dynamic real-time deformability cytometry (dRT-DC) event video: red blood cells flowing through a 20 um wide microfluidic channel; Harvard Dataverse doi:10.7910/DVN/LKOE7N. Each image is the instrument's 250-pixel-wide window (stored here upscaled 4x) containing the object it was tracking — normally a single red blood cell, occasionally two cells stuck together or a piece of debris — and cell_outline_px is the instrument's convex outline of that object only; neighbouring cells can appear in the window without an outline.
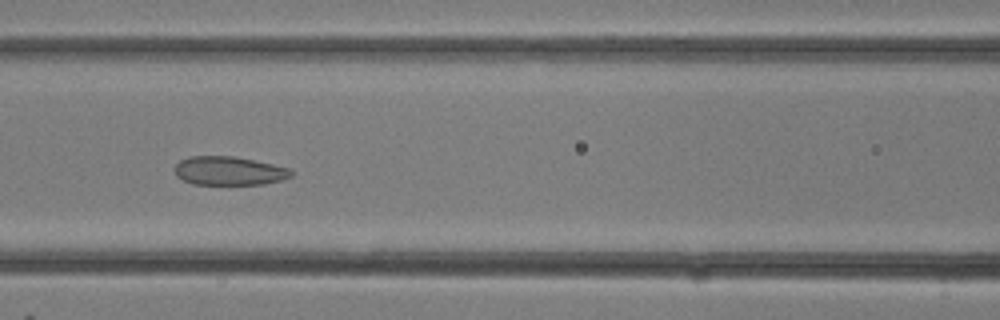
{"species": "common noctule bat (a hibernating species)", "species_latin": "Nyctalus noctula", "temperature_condition": "room temperature", "stored_images_in_passage": 31, "camera_frame_rate_fps": 3000, "um_per_image_px": 0.085, "animal": {"sex": "female"}, "frame": {"image": 1, "passage_image": 13, "time_ms": 4.0, "image_size_px": [1000, 320], "cell_outline_px": [[296, 172], [292, 176], [280, 180], [264, 184], [192, 184], [176, 176], [176, 164], [180, 160], [188, 156], [232, 156], [292, 168]], "centroid_in_image_um": [19.5, 14.52], "position_along_channel_um": 147.1, "area_um2": 19.48}}
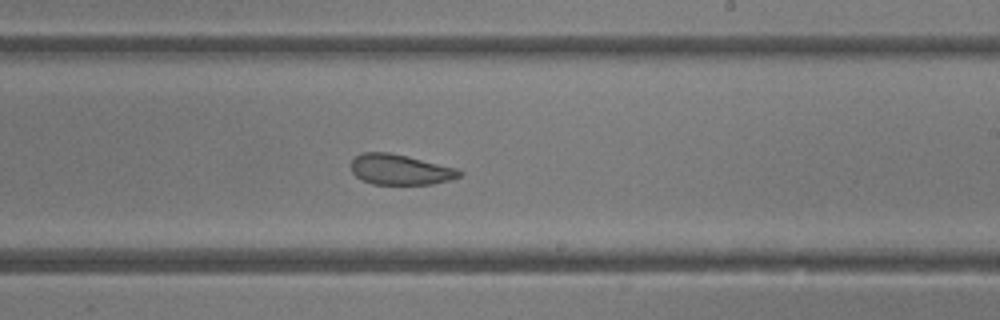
{"frame": {"image": 2, "passage_image": 18, "time_ms": 5.667, "image_size_px": [1000, 320], "cell_outline_px": [[464, 172], [460, 176], [448, 180], [432, 184], [372, 184], [356, 176], [352, 172], [352, 160], [360, 152], [388, 152], [408, 156], [456, 168]], "centroid_in_image_um": [34.01, 14.41], "position_along_channel_um": 255.0, "area_um2": 19.07}}
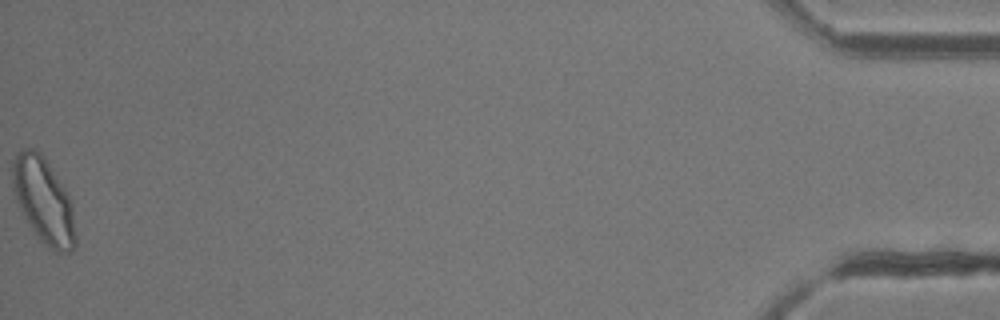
{"frame": {"image": 3, "passage_image": 31, "time_ms": 10.0, "image_size_px": [1000, 320], "cell_outline_px": [[76, 244], [68, 252], [56, 252], [44, 244], [36, 236], [28, 224], [16, 200], [12, 184], [12, 160], [16, 152], [20, 148], [36, 148], [44, 156], [64, 188], [72, 204], [76, 236]], "centroid_in_image_um": [3.68, 17.02], "position_along_channel_um": 431.5, "area_um2": 31.5}}